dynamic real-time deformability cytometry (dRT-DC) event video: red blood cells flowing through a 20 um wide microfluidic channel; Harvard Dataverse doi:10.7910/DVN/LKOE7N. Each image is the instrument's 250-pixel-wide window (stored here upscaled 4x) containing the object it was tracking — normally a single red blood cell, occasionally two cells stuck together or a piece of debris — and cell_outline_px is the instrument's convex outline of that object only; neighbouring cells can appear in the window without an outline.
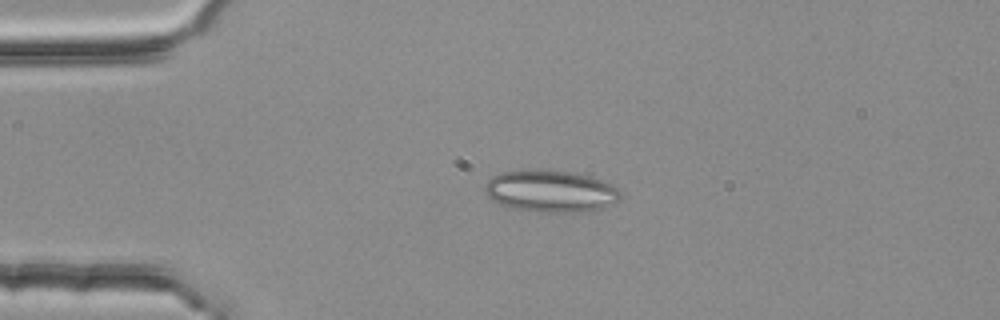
{"species": "common noctule bat (a hibernating species)", "species_latin": "Nyctalus noctula", "temperature_condition": "room temperature", "stored_images_in_passage": 4, "camera_frame_rate_fps": 3000, "um_per_image_px": 0.085, "animal": {"sex": "female", "body_mass_g": 25.1}, "frame": {"image": 1, "passage_image": 2, "time_ms": 0.333, "image_size_px": [1000, 320], "cell_outline_px": [[620, 200], [616, 204], [584, 212], [540, 212], [512, 208], [500, 204], [488, 196], [484, 188], [488, 180], [492, 176], [500, 172], [532, 168], [568, 172], [588, 176], [600, 180], [616, 188], [620, 192]], "centroid_in_image_um": [46.78, 16.25], "position_along_channel_um": 38.2, "area_um2": 33.18}}